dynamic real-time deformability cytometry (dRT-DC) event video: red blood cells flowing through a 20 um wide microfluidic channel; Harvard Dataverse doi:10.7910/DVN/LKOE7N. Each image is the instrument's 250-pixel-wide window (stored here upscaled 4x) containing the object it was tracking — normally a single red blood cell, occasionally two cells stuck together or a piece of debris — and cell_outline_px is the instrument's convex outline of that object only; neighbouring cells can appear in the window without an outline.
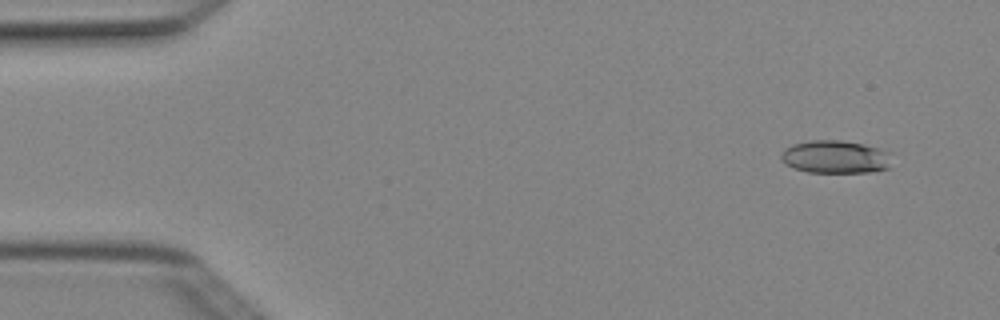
{"species": "Egyptian fruit bat (a non-hibernating species)", "species_latin": "Rousettus aegyptiacus", "temperature_condition": "cold", "stored_images_in_passage": 4, "camera_frame_rate_fps": 3000, "um_per_image_px": 0.085, "animal": {"sex": "female"}, "frame": {"image": 1, "passage_image": 1, "time_ms": 0.0, "image_size_px": [1000, 320], "cell_outline_px": [[892, 152], [888, 168], [872, 172], [808, 172], [792, 168], [784, 164], [780, 160], [780, 156], [784, 148], [792, 144], [808, 140], [840, 140], [864, 144], [880, 148]], "centroid_in_image_um": [70.98, 13.33], "position_along_channel_um": 14.0, "area_um2": 21.62}}
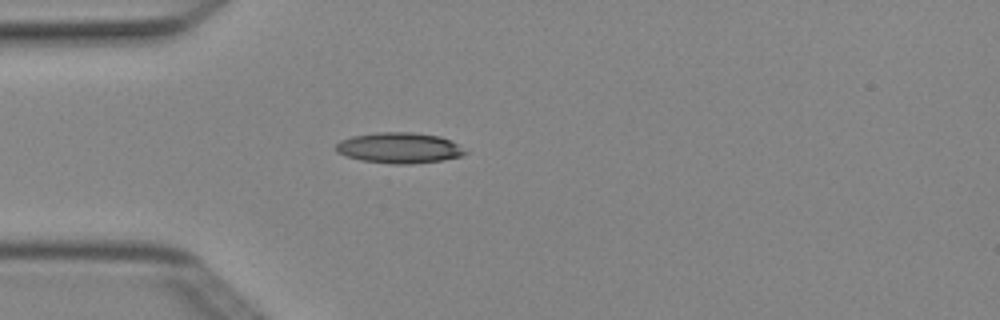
{"frame": {"image": 2, "passage_image": 4, "time_ms": 1.0, "image_size_px": [1000, 320], "cell_outline_px": [[468, 152], [460, 156], [440, 160], [412, 164], [392, 164], [360, 160], [336, 152], [336, 144], [340, 140], [352, 136], [376, 132], [412, 132], [440, 136], [452, 140]], "centroid_in_image_um": [33.93, 12.56], "position_along_channel_um": 51.1, "area_um2": 23.12}}